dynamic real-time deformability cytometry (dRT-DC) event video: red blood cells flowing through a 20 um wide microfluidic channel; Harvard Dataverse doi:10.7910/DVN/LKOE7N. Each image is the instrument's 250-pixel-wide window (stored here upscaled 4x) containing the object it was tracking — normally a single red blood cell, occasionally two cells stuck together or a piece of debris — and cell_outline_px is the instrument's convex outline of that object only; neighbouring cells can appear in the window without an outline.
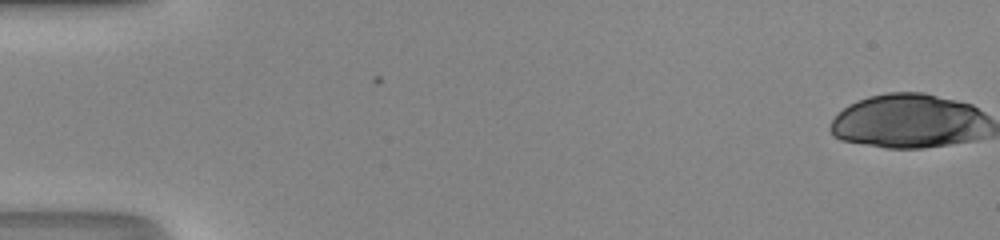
{"species": "human", "species_latin": "Homo sapiens", "temperature_condition": "room temperature", "stored_images_in_passage": 39, "camera_frame_rate_fps": 3000, "um_per_image_px": 0.085, "donor": {"sex": "male"}, "frame": {"image": 1, "passage_image": 1, "time_ms": 0.0, "image_size_px": [1000, 240], "cell_outline_px": [[984, 116], [956, 140], [940, 144], [908, 148], [896, 148], [848, 140], [836, 136], [832, 132], [832, 124], [836, 116], [840, 112], [852, 104], [860, 100], [876, 96], [904, 92], [908, 92], [932, 96], [968, 104], [976, 108]], "centroid_in_image_um": [76.94, 10.25], "position_along_channel_um": 8.1, "area_um2": 44.74}}
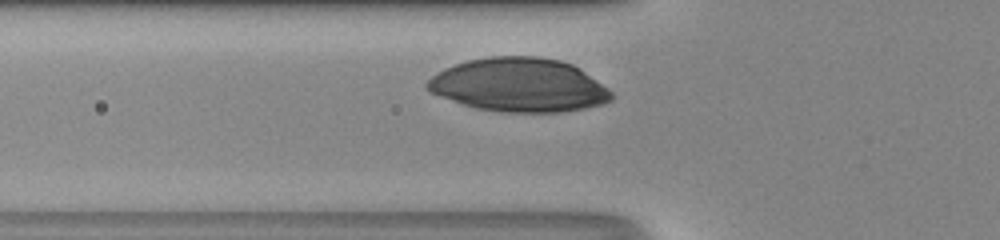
{"frame": {"image": 2, "passage_image": 17, "time_ms": 5.333, "image_size_px": [1000, 240], "cell_outline_px": [[608, 96], [604, 100], [592, 104], [572, 108], [488, 108], [472, 104], [436, 92], [428, 88], [428, 84], [436, 76], [460, 64], [476, 60], [552, 60], [568, 64], [576, 68], [604, 88], [608, 92]], "centroid_in_image_um": [44.11, 7.2], "position_along_channel_um": 81.7, "area_um2": 49.25}}
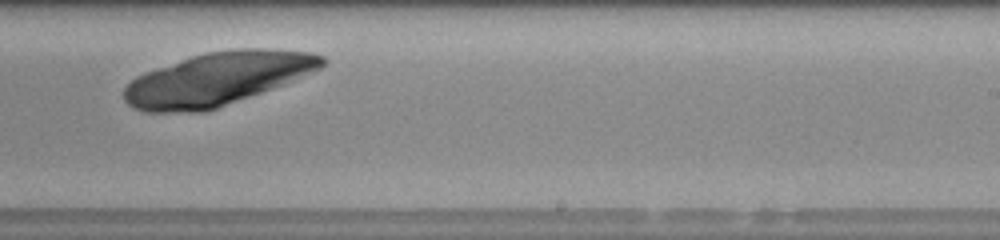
{"frame": {"image": 3, "passage_image": 31, "time_ms": 10.0, "image_size_px": [1000, 240], "cell_outline_px": [[324, 60], [320, 64], [252, 92], [212, 108], [140, 108], [132, 104], [128, 100], [124, 92], [136, 80], [144, 76], [188, 60], [200, 56], [224, 52], [284, 52], [316, 56]], "centroid_in_image_um": [18.32, 6.71], "position_along_channel_um": 270.7, "area_um2": 50.69}, "authors_computed_cell_mechanics": {"area_um2": 48.6098, "velocity_mm_per_s": 4.0435, "shape_relaxation_time_tau1_ms": 0.675, "shape_relaxation_time_tau2_ms": null, "deformation_change_tau1": 0.0956, "deformation_change_tau2": null}}